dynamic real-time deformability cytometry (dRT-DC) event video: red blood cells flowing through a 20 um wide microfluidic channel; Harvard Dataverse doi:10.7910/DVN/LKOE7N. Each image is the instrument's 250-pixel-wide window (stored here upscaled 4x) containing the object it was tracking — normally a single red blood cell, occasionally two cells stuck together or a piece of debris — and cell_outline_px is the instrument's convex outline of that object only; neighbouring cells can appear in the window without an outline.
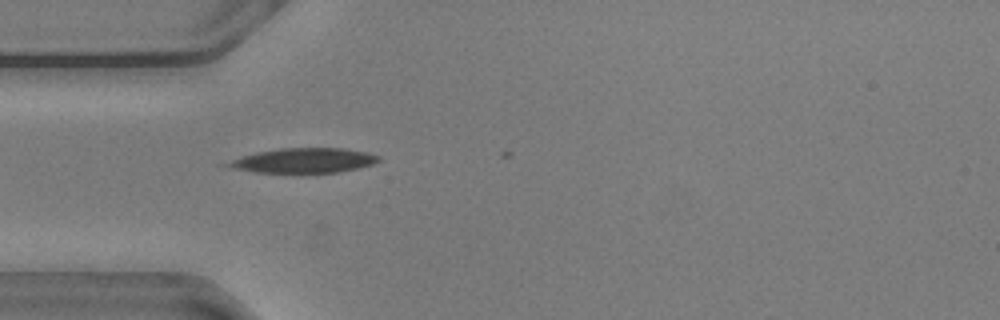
{"species": "common noctule bat (a hibernating species)", "species_latin": "Nyctalus noctula", "temperature_condition": "warm", "stored_images_in_passage": 2, "camera_frame_rate_fps": 3000, "um_per_image_px": 0.085, "animal": {"sex": "male", "body_mass_g": 20.5, "forearm_length_mm": 52.5}, "frame": {"image": 1, "passage_image": 1, "time_ms": 0.0, "image_size_px": [1000, 320], "cell_outline_px": [[380, 160], [372, 164], [356, 168], [336, 172], [256, 172], [232, 168], [216, 164], [240, 156], [256, 152], [280, 148], [344, 148], [368, 152], [380, 156]], "centroid_in_image_um": [25.72, 13.63], "position_along_channel_um": 59.3, "area_um2": 21.85}}